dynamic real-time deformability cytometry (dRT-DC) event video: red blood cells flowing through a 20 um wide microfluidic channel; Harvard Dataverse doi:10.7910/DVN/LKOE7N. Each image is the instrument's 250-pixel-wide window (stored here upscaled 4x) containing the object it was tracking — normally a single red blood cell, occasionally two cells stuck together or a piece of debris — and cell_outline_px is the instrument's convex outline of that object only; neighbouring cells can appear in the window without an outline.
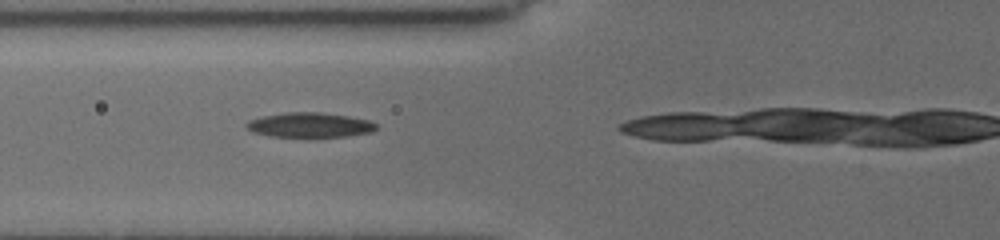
{"species": "common noctule bat (a hibernating species)", "species_latin": "Nyctalus noctula", "temperature_condition": "cold", "stored_images_in_passage": 11, "camera_frame_rate_fps": 3000, "um_per_image_px": 0.085, "animal": {"sex": "female", "body_mass_g": 19.5, "forearm_length_mm": 54.1}, "frame": {"image": 1, "passage_image": 10, "time_ms": 5.0, "image_size_px": [1000, 240], "cell_outline_px": [[376, 128], [372, 132], [344, 136], [272, 136], [252, 132], [244, 128], [244, 124], [248, 120], [264, 116], [288, 112], [320, 112], [348, 116], [368, 120], [376, 124]], "centroid_in_image_um": [26.27, 10.61], "position_along_channel_um": 99.5, "area_um2": 18.5}}